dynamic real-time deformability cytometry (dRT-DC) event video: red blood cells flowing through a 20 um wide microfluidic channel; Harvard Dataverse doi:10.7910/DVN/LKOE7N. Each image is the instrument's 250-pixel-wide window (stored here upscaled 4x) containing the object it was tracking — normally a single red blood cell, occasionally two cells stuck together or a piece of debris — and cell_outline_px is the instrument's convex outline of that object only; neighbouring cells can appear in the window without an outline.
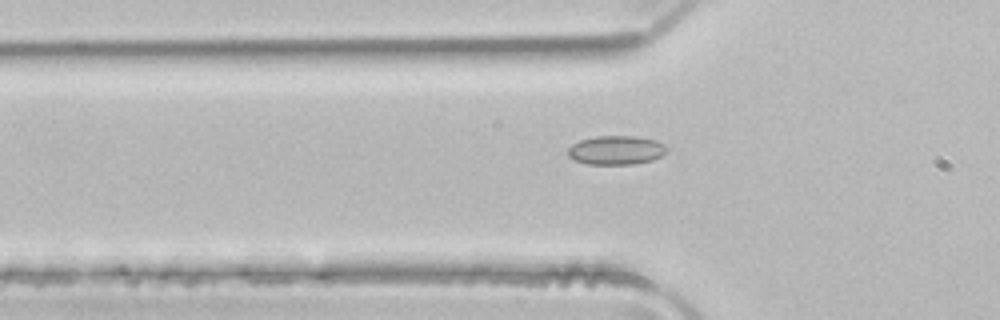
{"species": "common noctule bat (a hibernating species)", "species_latin": "Nyctalus noctula", "temperature_condition": "room temperature", "stored_images_in_passage": 30, "camera_frame_rate_fps": 3000, "um_per_image_px": 0.085, "animal": {"sex": "male", "body_mass_g": 21.5, "forearm_length_mm": 52.0}, "frame": {"image": 1, "passage_image": 3, "time_ms": 0.667, "image_size_px": [1000, 320], "cell_outline_px": [[668, 152], [652, 160], [632, 164], [588, 164], [576, 160], [568, 156], [568, 148], [572, 144], [580, 140], [596, 136], [632, 136], [656, 140], [664, 144], [668, 148]], "centroid_in_image_um": [52.39, 12.76], "position_along_channel_um": 73.4, "area_um2": 16.65}}
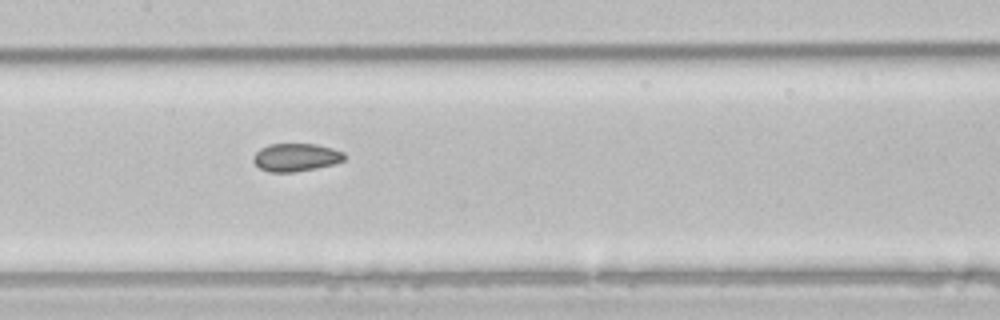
{"frame": {"image": 2, "passage_image": 11, "time_ms": 3.333, "image_size_px": [1000, 320], "cell_outline_px": [[348, 156], [344, 160], [332, 164], [316, 168], [292, 172], [268, 172], [260, 168], [252, 160], [252, 156], [260, 148], [268, 144], [316, 144], [332, 148], [344, 152]], "centroid_in_image_um": [25.15, 13.37], "position_along_channel_um": 182.3, "area_um2": 14.91}}
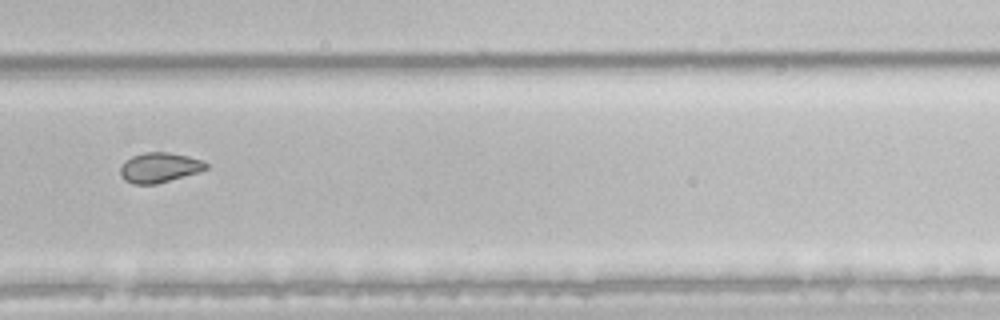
{"frame": {"image": 3, "passage_image": 21, "time_ms": 6.667, "image_size_px": [1000, 320], "cell_outline_px": [[208, 168], [200, 172], [156, 184], [132, 184], [124, 180], [120, 172], [120, 168], [124, 160], [132, 156], [144, 152], [168, 152], [188, 156], [200, 160], [208, 164]], "centroid_in_image_um": [13.54, 14.24], "position_along_channel_um": 316.3, "area_um2": 15.03}, "authors_computed_cell_mechanics": {"area_um2": 15.3459, "velocity_mm_per_s": 4.0449, "shape_relaxation_time_tau1_ms": null, "shape_relaxation_time_tau2_ms": 2.0822, "deformation_change_tau1": null, "deformation_change_tau2": 0.0676}}